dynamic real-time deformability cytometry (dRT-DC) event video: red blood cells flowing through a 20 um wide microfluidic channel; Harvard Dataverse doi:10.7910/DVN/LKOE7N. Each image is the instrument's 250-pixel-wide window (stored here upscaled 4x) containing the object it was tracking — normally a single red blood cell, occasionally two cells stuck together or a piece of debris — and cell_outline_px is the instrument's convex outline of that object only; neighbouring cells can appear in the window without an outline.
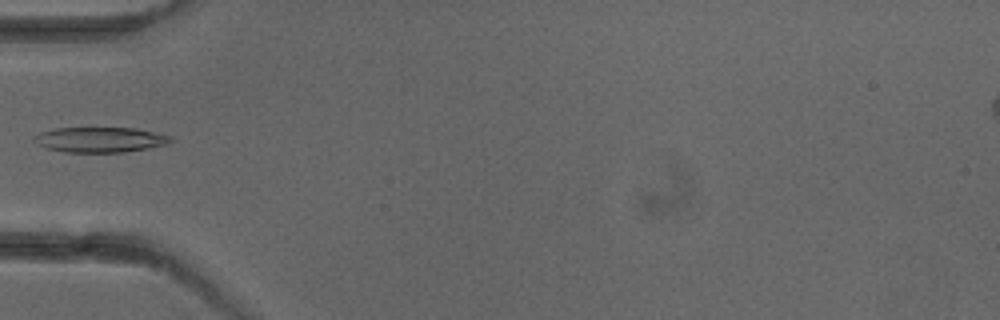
{"species": "common noctule bat (a hibernating species)", "species_latin": "Nyctalus noctula", "temperature_condition": "cold", "stored_images_in_passage": 6, "camera_frame_rate_fps": 3000, "um_per_image_px": 0.085, "animal": {"sex": "female"}, "frame": {"image": 1, "passage_image": 6, "time_ms": 5.667, "image_size_px": [1000, 320], "cell_outline_px": [[176, 140], [164, 144], [148, 148], [120, 152], [64, 152], [48, 148], [32, 140], [32, 136], [40, 132], [56, 128], [136, 128], [172, 136]], "centroid_in_image_um": [8.51, 11.86], "position_along_channel_um": 76.5, "area_um2": 19.94}}